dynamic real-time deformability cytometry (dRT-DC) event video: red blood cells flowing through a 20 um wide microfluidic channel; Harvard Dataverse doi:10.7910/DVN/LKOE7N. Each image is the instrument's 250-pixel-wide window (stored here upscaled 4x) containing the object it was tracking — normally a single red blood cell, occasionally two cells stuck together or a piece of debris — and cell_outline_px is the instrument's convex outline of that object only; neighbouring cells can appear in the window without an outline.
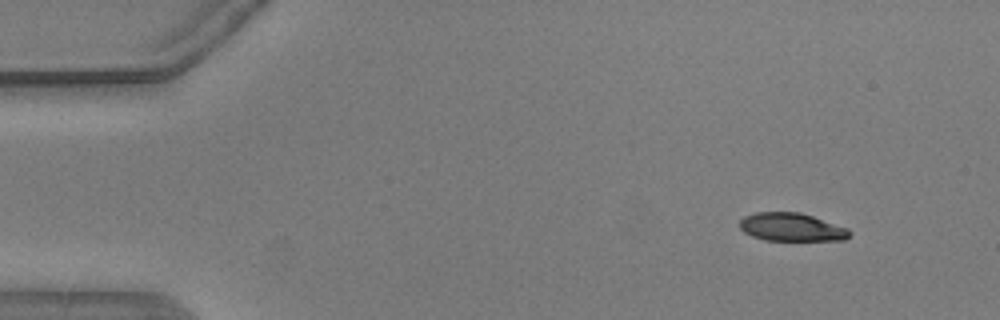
{"species": "common noctule bat (a hibernating species)", "species_latin": "Nyctalus noctula", "temperature_condition": "warm", "stored_images_in_passage": 50, "camera_frame_rate_fps": 3000, "um_per_image_px": 0.085, "animal": {"sex": "male", "body_mass_g": 20.5, "forearm_length_mm": 52.5}, "frame": {"image": 1, "passage_image": 1, "time_ms": 0.0, "image_size_px": [1000, 320], "cell_outline_px": [[852, 232], [844, 240], [764, 240], [752, 236], [744, 232], [740, 228], [740, 220], [744, 216], [756, 212], [800, 212], [848, 228]], "centroid_in_image_um": [67.27, 19.3], "position_along_channel_um": 17.7, "area_um2": 17.98}}
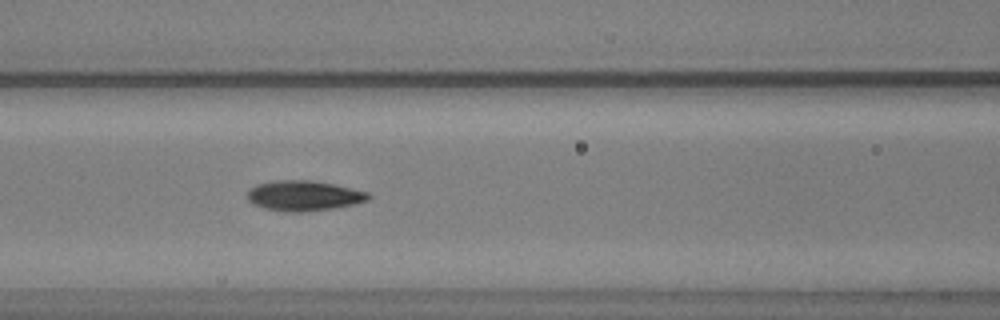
{"frame": {"image": 2, "passage_image": 19, "time_ms": 6.0, "image_size_px": [1000, 320], "cell_outline_px": [[372, 196], [368, 200], [352, 204], [332, 208], [300, 212], [284, 212], [264, 208], [252, 204], [248, 200], [248, 188], [256, 184], [276, 180], [312, 180], [332, 184], [368, 192]], "centroid_in_image_um": [25.77, 16.63], "position_along_channel_um": 140.8, "area_um2": 21.27}}
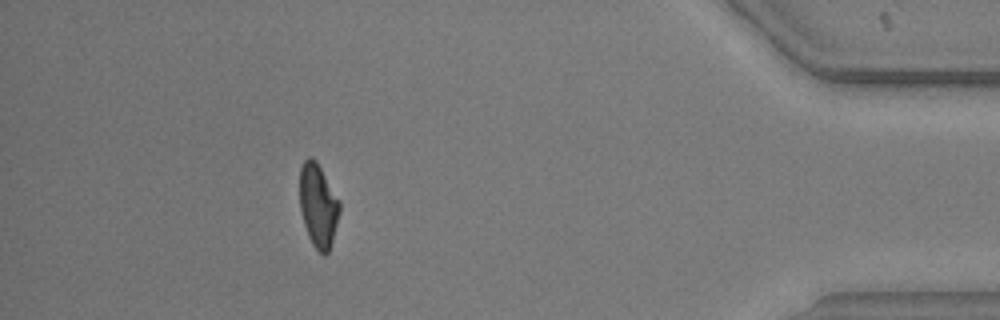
{"frame": {"image": 3, "passage_image": 45, "time_ms": 14.667, "image_size_px": [1000, 320], "cell_outline_px": [[340, 212], [332, 240], [328, 252], [324, 256], [312, 244], [308, 236], [304, 224], [300, 208], [300, 168], [304, 160], [308, 156], [312, 156], [316, 160], [340, 200]], "centroid_in_image_um": [27.04, 17.44], "position_along_channel_um": 408.2, "area_um2": 19.42}, "authors_computed_cell_mechanics": {"area_um2": 20.2878, "velocity_mm_per_s": 3.6846, "shape_relaxation_time_tau1_ms": 3.6251, "shape_relaxation_time_tau2_ms": 2.0277, "deformation_change_tau1": 0.1555, "deformation_change_tau2": 0.0699}}